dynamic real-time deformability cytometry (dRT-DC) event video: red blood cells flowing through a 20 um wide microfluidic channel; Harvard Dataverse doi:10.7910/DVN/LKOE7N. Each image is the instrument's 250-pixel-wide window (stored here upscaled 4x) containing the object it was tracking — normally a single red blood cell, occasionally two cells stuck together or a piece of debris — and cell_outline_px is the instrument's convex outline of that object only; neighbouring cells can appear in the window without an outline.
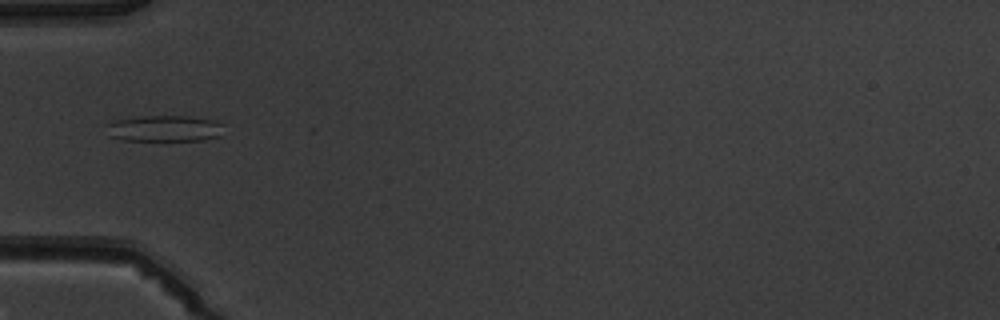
{"species": "common noctule bat (a hibernating species)", "species_latin": "Nyctalus noctula", "temperature_condition": "warm", "stored_images_in_passage": 6, "camera_frame_rate_fps": 3000, "um_per_image_px": 0.085, "animal": {"sex": "male", "body_mass_g": 19.5, "forearm_length_mm": 54.6}, "frame": {"image": 1, "passage_image": 4, "time_ms": 3.667, "image_size_px": [1000, 320], "cell_outline_px": [[224, 124], [220, 136], [204, 140], [120, 140], [112, 136], [108, 124], [112, 120], [140, 116], [188, 116], [216, 120]], "centroid_in_image_um": [14.05, 10.91], "position_along_channel_um": 71.0, "area_um2": 17.86}}
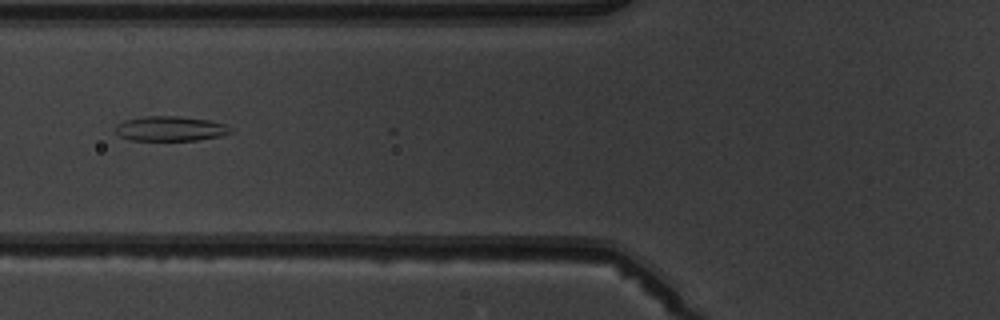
{"frame": {"image": 2, "passage_image": 5, "time_ms": 4.667, "image_size_px": [1000, 320], "cell_outline_px": [[232, 132], [220, 136], [196, 140], [132, 140], [120, 136], [116, 132], [116, 124], [124, 120], [144, 116], [176, 116], [208, 120], [224, 124]], "centroid_in_image_um": [14.43, 10.93], "position_along_channel_um": 111.4, "area_um2": 16.42}}